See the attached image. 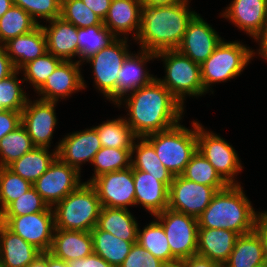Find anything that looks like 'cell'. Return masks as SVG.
Listing matches in <instances>:
<instances>
[{"instance_id": "40", "label": "cell", "mask_w": 267, "mask_h": 267, "mask_svg": "<svg viewBox=\"0 0 267 267\" xmlns=\"http://www.w3.org/2000/svg\"><path fill=\"white\" fill-rule=\"evenodd\" d=\"M62 61L52 53L46 52L20 69L21 72L23 71V80L26 81L25 83L29 82L34 91L37 92Z\"/></svg>"}, {"instance_id": "16", "label": "cell", "mask_w": 267, "mask_h": 267, "mask_svg": "<svg viewBox=\"0 0 267 267\" xmlns=\"http://www.w3.org/2000/svg\"><path fill=\"white\" fill-rule=\"evenodd\" d=\"M222 40L212 25L196 13L188 23L183 40L177 50L193 62L202 64Z\"/></svg>"}, {"instance_id": "11", "label": "cell", "mask_w": 267, "mask_h": 267, "mask_svg": "<svg viewBox=\"0 0 267 267\" xmlns=\"http://www.w3.org/2000/svg\"><path fill=\"white\" fill-rule=\"evenodd\" d=\"M0 222L42 253L50 251L55 230L54 212L0 216Z\"/></svg>"}, {"instance_id": "42", "label": "cell", "mask_w": 267, "mask_h": 267, "mask_svg": "<svg viewBox=\"0 0 267 267\" xmlns=\"http://www.w3.org/2000/svg\"><path fill=\"white\" fill-rule=\"evenodd\" d=\"M60 17L77 28L104 25L103 20L89 9L82 0H61Z\"/></svg>"}, {"instance_id": "15", "label": "cell", "mask_w": 267, "mask_h": 267, "mask_svg": "<svg viewBox=\"0 0 267 267\" xmlns=\"http://www.w3.org/2000/svg\"><path fill=\"white\" fill-rule=\"evenodd\" d=\"M58 102L28 99L21 112V125L26 129L36 147L51 148L56 129V106Z\"/></svg>"}, {"instance_id": "1", "label": "cell", "mask_w": 267, "mask_h": 267, "mask_svg": "<svg viewBox=\"0 0 267 267\" xmlns=\"http://www.w3.org/2000/svg\"><path fill=\"white\" fill-rule=\"evenodd\" d=\"M124 103V104H123ZM128 111L124 117L137 138L168 130L182 119L184 108L172 93L156 78L116 102Z\"/></svg>"}, {"instance_id": "53", "label": "cell", "mask_w": 267, "mask_h": 267, "mask_svg": "<svg viewBox=\"0 0 267 267\" xmlns=\"http://www.w3.org/2000/svg\"><path fill=\"white\" fill-rule=\"evenodd\" d=\"M257 43L259 42V49L256 51L258 52L257 55L259 57L265 58L267 61V22L265 23V27L263 28L262 32L254 39Z\"/></svg>"}, {"instance_id": "4", "label": "cell", "mask_w": 267, "mask_h": 267, "mask_svg": "<svg viewBox=\"0 0 267 267\" xmlns=\"http://www.w3.org/2000/svg\"><path fill=\"white\" fill-rule=\"evenodd\" d=\"M101 208L97 191L85 181L52 207L55 228L90 232L97 225Z\"/></svg>"}, {"instance_id": "41", "label": "cell", "mask_w": 267, "mask_h": 267, "mask_svg": "<svg viewBox=\"0 0 267 267\" xmlns=\"http://www.w3.org/2000/svg\"><path fill=\"white\" fill-rule=\"evenodd\" d=\"M22 73L20 70H16L9 77L3 79L0 82V111L13 110L22 112L29 97L26 95L23 85V78L19 80L17 75Z\"/></svg>"}, {"instance_id": "33", "label": "cell", "mask_w": 267, "mask_h": 267, "mask_svg": "<svg viewBox=\"0 0 267 267\" xmlns=\"http://www.w3.org/2000/svg\"><path fill=\"white\" fill-rule=\"evenodd\" d=\"M78 58L83 64L101 49L108 47L117 37L105 25L78 28Z\"/></svg>"}, {"instance_id": "52", "label": "cell", "mask_w": 267, "mask_h": 267, "mask_svg": "<svg viewBox=\"0 0 267 267\" xmlns=\"http://www.w3.org/2000/svg\"><path fill=\"white\" fill-rule=\"evenodd\" d=\"M255 231L261 236L263 255L265 262L267 263V220L260 213H258L256 218Z\"/></svg>"}, {"instance_id": "36", "label": "cell", "mask_w": 267, "mask_h": 267, "mask_svg": "<svg viewBox=\"0 0 267 267\" xmlns=\"http://www.w3.org/2000/svg\"><path fill=\"white\" fill-rule=\"evenodd\" d=\"M181 176L199 184L215 187L218 191L228 186L199 150L192 155Z\"/></svg>"}, {"instance_id": "6", "label": "cell", "mask_w": 267, "mask_h": 267, "mask_svg": "<svg viewBox=\"0 0 267 267\" xmlns=\"http://www.w3.org/2000/svg\"><path fill=\"white\" fill-rule=\"evenodd\" d=\"M164 64L165 76L156 79L163 84L184 107L186 96L199 97L205 95L201 78L200 64L175 50H163L155 53Z\"/></svg>"}, {"instance_id": "48", "label": "cell", "mask_w": 267, "mask_h": 267, "mask_svg": "<svg viewBox=\"0 0 267 267\" xmlns=\"http://www.w3.org/2000/svg\"><path fill=\"white\" fill-rule=\"evenodd\" d=\"M67 263L68 267H115L94 252L87 257L78 258Z\"/></svg>"}, {"instance_id": "22", "label": "cell", "mask_w": 267, "mask_h": 267, "mask_svg": "<svg viewBox=\"0 0 267 267\" xmlns=\"http://www.w3.org/2000/svg\"><path fill=\"white\" fill-rule=\"evenodd\" d=\"M141 8L139 0H111L103 24L117 38L128 39L129 33H133L135 40L141 25Z\"/></svg>"}, {"instance_id": "54", "label": "cell", "mask_w": 267, "mask_h": 267, "mask_svg": "<svg viewBox=\"0 0 267 267\" xmlns=\"http://www.w3.org/2000/svg\"><path fill=\"white\" fill-rule=\"evenodd\" d=\"M187 0H139L142 7H157L178 4Z\"/></svg>"}, {"instance_id": "10", "label": "cell", "mask_w": 267, "mask_h": 267, "mask_svg": "<svg viewBox=\"0 0 267 267\" xmlns=\"http://www.w3.org/2000/svg\"><path fill=\"white\" fill-rule=\"evenodd\" d=\"M154 218L162 224L171 253L178 261L197 255V218L169 208Z\"/></svg>"}, {"instance_id": "28", "label": "cell", "mask_w": 267, "mask_h": 267, "mask_svg": "<svg viewBox=\"0 0 267 267\" xmlns=\"http://www.w3.org/2000/svg\"><path fill=\"white\" fill-rule=\"evenodd\" d=\"M96 226L124 241H137L139 225L129 209L102 207Z\"/></svg>"}, {"instance_id": "19", "label": "cell", "mask_w": 267, "mask_h": 267, "mask_svg": "<svg viewBox=\"0 0 267 267\" xmlns=\"http://www.w3.org/2000/svg\"><path fill=\"white\" fill-rule=\"evenodd\" d=\"M174 177H155L150 173L133 170L135 206L142 205L154 216L168 208L169 187Z\"/></svg>"}, {"instance_id": "2", "label": "cell", "mask_w": 267, "mask_h": 267, "mask_svg": "<svg viewBox=\"0 0 267 267\" xmlns=\"http://www.w3.org/2000/svg\"><path fill=\"white\" fill-rule=\"evenodd\" d=\"M189 2L142 7L140 30L134 41L139 44V49L153 53L177 49L188 23L196 14L195 10L189 9Z\"/></svg>"}, {"instance_id": "29", "label": "cell", "mask_w": 267, "mask_h": 267, "mask_svg": "<svg viewBox=\"0 0 267 267\" xmlns=\"http://www.w3.org/2000/svg\"><path fill=\"white\" fill-rule=\"evenodd\" d=\"M57 158V151L49 152L48 147H35L21 158L7 166L13 173L33 184L47 171L52 162Z\"/></svg>"}, {"instance_id": "37", "label": "cell", "mask_w": 267, "mask_h": 267, "mask_svg": "<svg viewBox=\"0 0 267 267\" xmlns=\"http://www.w3.org/2000/svg\"><path fill=\"white\" fill-rule=\"evenodd\" d=\"M38 23L19 6H13L0 18V42L3 45L8 40L29 33Z\"/></svg>"}, {"instance_id": "45", "label": "cell", "mask_w": 267, "mask_h": 267, "mask_svg": "<svg viewBox=\"0 0 267 267\" xmlns=\"http://www.w3.org/2000/svg\"><path fill=\"white\" fill-rule=\"evenodd\" d=\"M13 4L22 8L38 23L39 18L53 20L61 14V0H13Z\"/></svg>"}, {"instance_id": "49", "label": "cell", "mask_w": 267, "mask_h": 267, "mask_svg": "<svg viewBox=\"0 0 267 267\" xmlns=\"http://www.w3.org/2000/svg\"><path fill=\"white\" fill-rule=\"evenodd\" d=\"M176 267H224V265L218 264L208 258L194 255L179 261Z\"/></svg>"}, {"instance_id": "23", "label": "cell", "mask_w": 267, "mask_h": 267, "mask_svg": "<svg viewBox=\"0 0 267 267\" xmlns=\"http://www.w3.org/2000/svg\"><path fill=\"white\" fill-rule=\"evenodd\" d=\"M42 25L47 40V52L63 61H72L78 57V28L61 17L47 21Z\"/></svg>"}, {"instance_id": "3", "label": "cell", "mask_w": 267, "mask_h": 267, "mask_svg": "<svg viewBox=\"0 0 267 267\" xmlns=\"http://www.w3.org/2000/svg\"><path fill=\"white\" fill-rule=\"evenodd\" d=\"M258 211L240 185H228L218 191L198 219L199 228L232 230L238 235L248 234L256 228Z\"/></svg>"}, {"instance_id": "46", "label": "cell", "mask_w": 267, "mask_h": 267, "mask_svg": "<svg viewBox=\"0 0 267 267\" xmlns=\"http://www.w3.org/2000/svg\"><path fill=\"white\" fill-rule=\"evenodd\" d=\"M119 267H168L163 261L148 252L138 242L134 243L129 254Z\"/></svg>"}, {"instance_id": "47", "label": "cell", "mask_w": 267, "mask_h": 267, "mask_svg": "<svg viewBox=\"0 0 267 267\" xmlns=\"http://www.w3.org/2000/svg\"><path fill=\"white\" fill-rule=\"evenodd\" d=\"M21 124V112L13 110L0 111V140L14 131Z\"/></svg>"}, {"instance_id": "21", "label": "cell", "mask_w": 267, "mask_h": 267, "mask_svg": "<svg viewBox=\"0 0 267 267\" xmlns=\"http://www.w3.org/2000/svg\"><path fill=\"white\" fill-rule=\"evenodd\" d=\"M156 59L153 52L139 50L131 53L123 62L118 75L117 102L130 92L150 84L156 76L149 73L146 63Z\"/></svg>"}, {"instance_id": "50", "label": "cell", "mask_w": 267, "mask_h": 267, "mask_svg": "<svg viewBox=\"0 0 267 267\" xmlns=\"http://www.w3.org/2000/svg\"><path fill=\"white\" fill-rule=\"evenodd\" d=\"M16 71L14 64L6 53L5 47L0 46V82Z\"/></svg>"}, {"instance_id": "32", "label": "cell", "mask_w": 267, "mask_h": 267, "mask_svg": "<svg viewBox=\"0 0 267 267\" xmlns=\"http://www.w3.org/2000/svg\"><path fill=\"white\" fill-rule=\"evenodd\" d=\"M153 220L142 230L138 227L137 242L168 267H176L179 261L171 253L162 224L156 218Z\"/></svg>"}, {"instance_id": "43", "label": "cell", "mask_w": 267, "mask_h": 267, "mask_svg": "<svg viewBox=\"0 0 267 267\" xmlns=\"http://www.w3.org/2000/svg\"><path fill=\"white\" fill-rule=\"evenodd\" d=\"M32 184L13 173L7 167H0V203L2 211L15 199L26 193Z\"/></svg>"}, {"instance_id": "34", "label": "cell", "mask_w": 267, "mask_h": 267, "mask_svg": "<svg viewBox=\"0 0 267 267\" xmlns=\"http://www.w3.org/2000/svg\"><path fill=\"white\" fill-rule=\"evenodd\" d=\"M131 153V167L133 170L145 171L155 177H174L162 164L154 147L145 138L134 140Z\"/></svg>"}, {"instance_id": "59", "label": "cell", "mask_w": 267, "mask_h": 267, "mask_svg": "<svg viewBox=\"0 0 267 267\" xmlns=\"http://www.w3.org/2000/svg\"><path fill=\"white\" fill-rule=\"evenodd\" d=\"M254 267H267V263L265 262V263H262L260 265L254 266Z\"/></svg>"}, {"instance_id": "17", "label": "cell", "mask_w": 267, "mask_h": 267, "mask_svg": "<svg viewBox=\"0 0 267 267\" xmlns=\"http://www.w3.org/2000/svg\"><path fill=\"white\" fill-rule=\"evenodd\" d=\"M80 64L77 60L62 61L44 85L36 92L40 100L58 102L73 93L84 90L87 86L82 77Z\"/></svg>"}, {"instance_id": "14", "label": "cell", "mask_w": 267, "mask_h": 267, "mask_svg": "<svg viewBox=\"0 0 267 267\" xmlns=\"http://www.w3.org/2000/svg\"><path fill=\"white\" fill-rule=\"evenodd\" d=\"M90 184L97 191L102 207L126 208L135 206L133 169L107 172L94 178Z\"/></svg>"}, {"instance_id": "56", "label": "cell", "mask_w": 267, "mask_h": 267, "mask_svg": "<svg viewBox=\"0 0 267 267\" xmlns=\"http://www.w3.org/2000/svg\"><path fill=\"white\" fill-rule=\"evenodd\" d=\"M27 267H47V252L41 253Z\"/></svg>"}, {"instance_id": "12", "label": "cell", "mask_w": 267, "mask_h": 267, "mask_svg": "<svg viewBox=\"0 0 267 267\" xmlns=\"http://www.w3.org/2000/svg\"><path fill=\"white\" fill-rule=\"evenodd\" d=\"M82 183L81 173L57 157L32 187L50 207H53Z\"/></svg>"}, {"instance_id": "8", "label": "cell", "mask_w": 267, "mask_h": 267, "mask_svg": "<svg viewBox=\"0 0 267 267\" xmlns=\"http://www.w3.org/2000/svg\"><path fill=\"white\" fill-rule=\"evenodd\" d=\"M128 40L117 38L85 61L92 68L95 88L114 105L117 102V74L124 60L131 54L128 50Z\"/></svg>"}, {"instance_id": "38", "label": "cell", "mask_w": 267, "mask_h": 267, "mask_svg": "<svg viewBox=\"0 0 267 267\" xmlns=\"http://www.w3.org/2000/svg\"><path fill=\"white\" fill-rule=\"evenodd\" d=\"M35 147L26 129L20 124L0 140V167H7Z\"/></svg>"}, {"instance_id": "18", "label": "cell", "mask_w": 267, "mask_h": 267, "mask_svg": "<svg viewBox=\"0 0 267 267\" xmlns=\"http://www.w3.org/2000/svg\"><path fill=\"white\" fill-rule=\"evenodd\" d=\"M61 139L55 146L57 157L80 173L82 164H92L95 154L102 148L97 131L93 127L69 133Z\"/></svg>"}, {"instance_id": "20", "label": "cell", "mask_w": 267, "mask_h": 267, "mask_svg": "<svg viewBox=\"0 0 267 267\" xmlns=\"http://www.w3.org/2000/svg\"><path fill=\"white\" fill-rule=\"evenodd\" d=\"M220 16L255 39L267 22V0H232Z\"/></svg>"}, {"instance_id": "9", "label": "cell", "mask_w": 267, "mask_h": 267, "mask_svg": "<svg viewBox=\"0 0 267 267\" xmlns=\"http://www.w3.org/2000/svg\"><path fill=\"white\" fill-rule=\"evenodd\" d=\"M197 150L213 165L216 172L228 185H240L241 182H238L236 177L244 167L238 153L223 137L205 129L198 122Z\"/></svg>"}, {"instance_id": "30", "label": "cell", "mask_w": 267, "mask_h": 267, "mask_svg": "<svg viewBox=\"0 0 267 267\" xmlns=\"http://www.w3.org/2000/svg\"><path fill=\"white\" fill-rule=\"evenodd\" d=\"M265 263L261 236L254 230L239 235L224 267H254Z\"/></svg>"}, {"instance_id": "58", "label": "cell", "mask_w": 267, "mask_h": 267, "mask_svg": "<svg viewBox=\"0 0 267 267\" xmlns=\"http://www.w3.org/2000/svg\"><path fill=\"white\" fill-rule=\"evenodd\" d=\"M259 213L267 220V211H263V212H260Z\"/></svg>"}, {"instance_id": "57", "label": "cell", "mask_w": 267, "mask_h": 267, "mask_svg": "<svg viewBox=\"0 0 267 267\" xmlns=\"http://www.w3.org/2000/svg\"><path fill=\"white\" fill-rule=\"evenodd\" d=\"M13 6V0H0V18Z\"/></svg>"}, {"instance_id": "35", "label": "cell", "mask_w": 267, "mask_h": 267, "mask_svg": "<svg viewBox=\"0 0 267 267\" xmlns=\"http://www.w3.org/2000/svg\"><path fill=\"white\" fill-rule=\"evenodd\" d=\"M93 128L97 131L102 147L132 149L137 138L124 117L103 121Z\"/></svg>"}, {"instance_id": "24", "label": "cell", "mask_w": 267, "mask_h": 267, "mask_svg": "<svg viewBox=\"0 0 267 267\" xmlns=\"http://www.w3.org/2000/svg\"><path fill=\"white\" fill-rule=\"evenodd\" d=\"M3 46L16 70L47 52V40L41 24L29 33L8 40Z\"/></svg>"}, {"instance_id": "7", "label": "cell", "mask_w": 267, "mask_h": 267, "mask_svg": "<svg viewBox=\"0 0 267 267\" xmlns=\"http://www.w3.org/2000/svg\"><path fill=\"white\" fill-rule=\"evenodd\" d=\"M255 54L257 53L254 49L251 50L240 41L222 40L213 53L200 64L204 90L211 92L213 84L227 82L239 76Z\"/></svg>"}, {"instance_id": "25", "label": "cell", "mask_w": 267, "mask_h": 267, "mask_svg": "<svg viewBox=\"0 0 267 267\" xmlns=\"http://www.w3.org/2000/svg\"><path fill=\"white\" fill-rule=\"evenodd\" d=\"M239 235L232 230L199 228L197 255L224 265Z\"/></svg>"}, {"instance_id": "26", "label": "cell", "mask_w": 267, "mask_h": 267, "mask_svg": "<svg viewBox=\"0 0 267 267\" xmlns=\"http://www.w3.org/2000/svg\"><path fill=\"white\" fill-rule=\"evenodd\" d=\"M93 241L90 232L55 228L49 253L66 262L92 254Z\"/></svg>"}, {"instance_id": "27", "label": "cell", "mask_w": 267, "mask_h": 267, "mask_svg": "<svg viewBox=\"0 0 267 267\" xmlns=\"http://www.w3.org/2000/svg\"><path fill=\"white\" fill-rule=\"evenodd\" d=\"M41 253L0 222V267H27Z\"/></svg>"}, {"instance_id": "31", "label": "cell", "mask_w": 267, "mask_h": 267, "mask_svg": "<svg viewBox=\"0 0 267 267\" xmlns=\"http://www.w3.org/2000/svg\"><path fill=\"white\" fill-rule=\"evenodd\" d=\"M93 251L109 264L119 267L134 243L137 241H124L113 234L100 230L95 226L91 231Z\"/></svg>"}, {"instance_id": "5", "label": "cell", "mask_w": 267, "mask_h": 267, "mask_svg": "<svg viewBox=\"0 0 267 267\" xmlns=\"http://www.w3.org/2000/svg\"><path fill=\"white\" fill-rule=\"evenodd\" d=\"M192 129L178 123L174 127L144 138L154 147L162 164L173 176L181 175L192 155L197 151V121Z\"/></svg>"}, {"instance_id": "39", "label": "cell", "mask_w": 267, "mask_h": 267, "mask_svg": "<svg viewBox=\"0 0 267 267\" xmlns=\"http://www.w3.org/2000/svg\"><path fill=\"white\" fill-rule=\"evenodd\" d=\"M131 149H118L112 147H102L95 154L92 165L94 173L87 180L90 183L97 176L113 171L124 170L131 167Z\"/></svg>"}, {"instance_id": "55", "label": "cell", "mask_w": 267, "mask_h": 267, "mask_svg": "<svg viewBox=\"0 0 267 267\" xmlns=\"http://www.w3.org/2000/svg\"><path fill=\"white\" fill-rule=\"evenodd\" d=\"M47 267H68V263L47 252Z\"/></svg>"}, {"instance_id": "44", "label": "cell", "mask_w": 267, "mask_h": 267, "mask_svg": "<svg viewBox=\"0 0 267 267\" xmlns=\"http://www.w3.org/2000/svg\"><path fill=\"white\" fill-rule=\"evenodd\" d=\"M37 212H53V209L43 200L41 195L31 187L26 193L12 201L2 211L0 216H22Z\"/></svg>"}, {"instance_id": "51", "label": "cell", "mask_w": 267, "mask_h": 267, "mask_svg": "<svg viewBox=\"0 0 267 267\" xmlns=\"http://www.w3.org/2000/svg\"><path fill=\"white\" fill-rule=\"evenodd\" d=\"M82 2L102 20L105 19L111 4V0H82Z\"/></svg>"}, {"instance_id": "13", "label": "cell", "mask_w": 267, "mask_h": 267, "mask_svg": "<svg viewBox=\"0 0 267 267\" xmlns=\"http://www.w3.org/2000/svg\"><path fill=\"white\" fill-rule=\"evenodd\" d=\"M217 192L215 187L174 176L169 187L168 208L198 218Z\"/></svg>"}]
</instances>
